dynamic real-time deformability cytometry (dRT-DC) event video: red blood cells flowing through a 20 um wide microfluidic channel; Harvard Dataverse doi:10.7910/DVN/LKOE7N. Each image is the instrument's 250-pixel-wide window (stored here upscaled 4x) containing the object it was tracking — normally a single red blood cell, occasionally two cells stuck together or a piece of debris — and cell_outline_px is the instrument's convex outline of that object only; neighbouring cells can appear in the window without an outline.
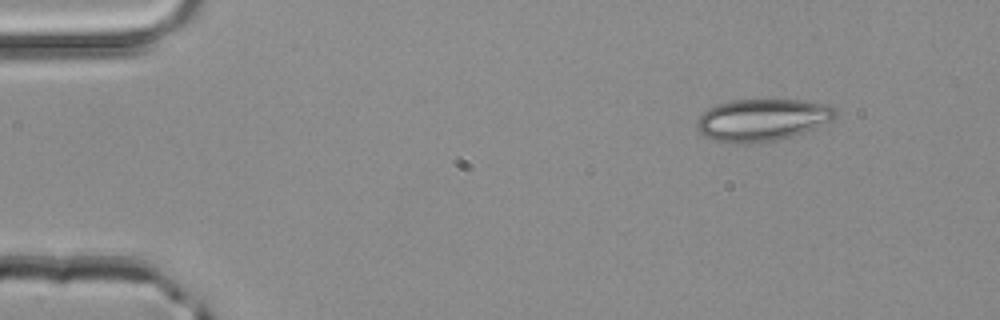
{"species": "common noctule bat (a hibernating species)", "species_latin": "Nyctalus noctula", "temperature_condition": "room temperature", "stored_images_in_passage": 45, "camera_frame_rate_fps": 3000, "um_per_image_px": 0.085, "animal": {"sex": "male", "body_mass_g": 20.4}, "frame": {"image": 1, "passage_image": 1, "time_ms": 0.0, "image_size_px": [1000, 320], "cell_outline_px": [[836, 116], [832, 120], [804, 132], [792, 136], [776, 140], [748, 144], [736, 144], [712, 140], [700, 132], [696, 128], [696, 120], [708, 108], [716, 104], [732, 100], [804, 100], [832, 104], [836, 108]], "centroid_in_image_um": [64.79, 10.19], "position_along_channel_um": 20.2, "area_um2": 34.33}}
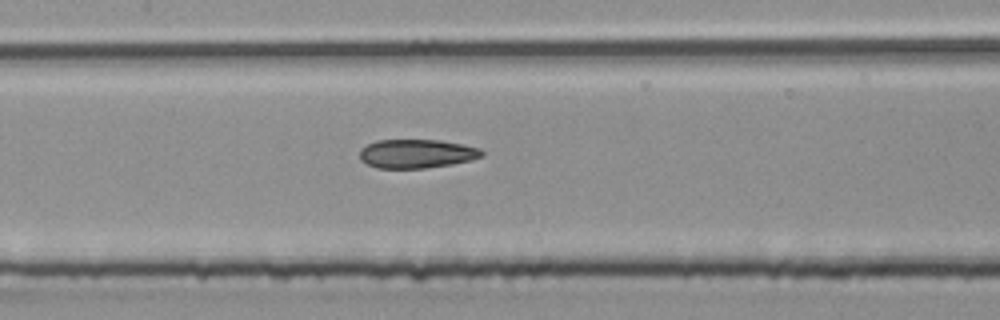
{"frame": {"image": 2, "passage_image": 19, "time_ms": 6.0, "image_size_px": [1000, 320], "cell_outline_px": [[484, 156], [452, 164], [424, 168], [376, 168], [360, 160], [360, 148], [376, 140], [440, 140], [480, 148], [484, 152]], "centroid_in_image_um": [35.39, 13.06], "position_along_channel_um": 172.0, "area_um2": 20.46}}
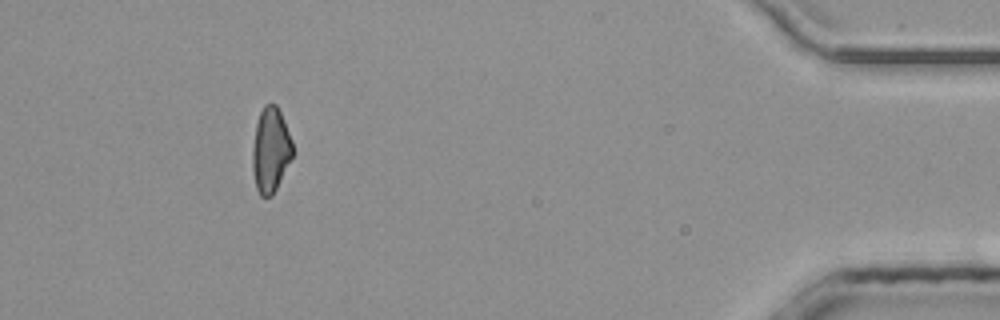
{"frame": {"image": 3, "passage_image": 41, "time_ms": 13.333, "image_size_px": [1000, 320], "cell_outline_px": [[292, 156], [272, 196], [260, 196], [256, 188], [252, 168], [252, 148], [256, 124], [260, 112], [264, 104], [276, 104], [280, 112], [292, 140]], "centroid_in_image_um": [22.98, 12.74], "position_along_channel_um": 412.2, "area_um2": 19.59}}